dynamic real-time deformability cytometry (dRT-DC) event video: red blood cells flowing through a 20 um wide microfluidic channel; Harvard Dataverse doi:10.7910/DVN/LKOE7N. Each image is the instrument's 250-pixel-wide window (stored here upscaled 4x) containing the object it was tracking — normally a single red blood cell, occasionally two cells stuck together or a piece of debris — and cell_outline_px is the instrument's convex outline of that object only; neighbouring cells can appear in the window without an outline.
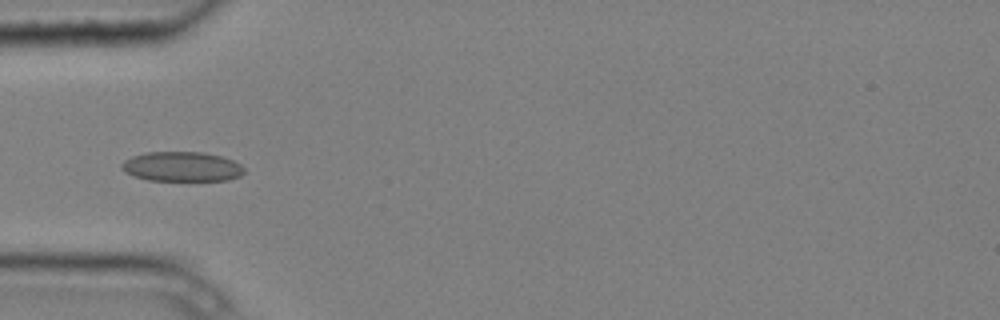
{"species": "common noctule bat (a hibernating species)", "species_latin": "Nyctalus noctula", "temperature_condition": "cold", "stored_images_in_passage": 5, "camera_frame_rate_fps": 3000, "um_per_image_px": 0.085, "animal": {"sex": "male", "body_mass_g": 20.4}, "frame": {"image": 1, "passage_image": 5, "time_ms": 1.333, "image_size_px": [1000, 320], "cell_outline_px": [[244, 172], [240, 176], [228, 180], [148, 180], [124, 172], [120, 168], [120, 164], [124, 160], [132, 156], [148, 152], [204, 152], [220, 156], [232, 160], [240, 164], [244, 168]], "centroid_in_image_um": [15.44, 14.16], "position_along_channel_um": 69.6, "area_um2": 21.15}}